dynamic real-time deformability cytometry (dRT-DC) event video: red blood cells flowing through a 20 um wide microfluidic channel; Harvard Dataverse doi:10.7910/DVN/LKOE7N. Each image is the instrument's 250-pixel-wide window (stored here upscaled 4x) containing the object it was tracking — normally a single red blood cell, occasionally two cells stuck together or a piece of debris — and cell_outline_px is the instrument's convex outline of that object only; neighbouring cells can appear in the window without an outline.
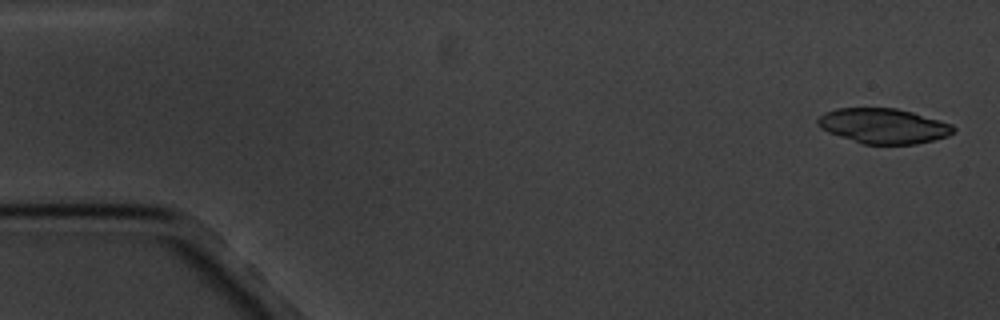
{"species": "common noctule bat (a hibernating species)", "species_latin": "Nyctalus noctula", "temperature_condition": "cold", "stored_images_in_passage": 3, "camera_frame_rate_fps": 3000, "um_per_image_px": 0.085, "animal": {"sex": "male", "body_mass_g": 20.1, "forearm_length_mm": 53.5}, "frame": {"image": 1, "passage_image": 1, "time_ms": 0.0, "image_size_px": [1000, 320], "cell_outline_px": [[956, 128], [948, 136], [916, 144], [864, 144], [828, 132], [820, 128], [816, 124], [816, 120], [824, 112], [836, 108], [896, 108], [912, 112], [940, 120], [952, 124]], "centroid_in_image_um": [75.07, 10.7], "position_along_channel_um": 9.9, "area_um2": 27.69}}